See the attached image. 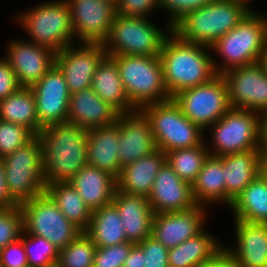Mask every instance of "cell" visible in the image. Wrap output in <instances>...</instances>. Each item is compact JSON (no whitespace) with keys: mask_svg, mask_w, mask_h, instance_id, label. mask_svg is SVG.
<instances>
[{"mask_svg":"<svg viewBox=\"0 0 267 267\" xmlns=\"http://www.w3.org/2000/svg\"><path fill=\"white\" fill-rule=\"evenodd\" d=\"M24 234L49 240L59 251L74 241L82 231L71 223L44 192L19 205Z\"/></svg>","mask_w":267,"mask_h":267,"instance_id":"cell-10","label":"cell"},{"mask_svg":"<svg viewBox=\"0 0 267 267\" xmlns=\"http://www.w3.org/2000/svg\"><path fill=\"white\" fill-rule=\"evenodd\" d=\"M35 136L23 125L0 120V159L26 145Z\"/></svg>","mask_w":267,"mask_h":267,"instance_id":"cell-38","label":"cell"},{"mask_svg":"<svg viewBox=\"0 0 267 267\" xmlns=\"http://www.w3.org/2000/svg\"><path fill=\"white\" fill-rule=\"evenodd\" d=\"M2 162L8 193L18 205L45 192L42 145L37 135Z\"/></svg>","mask_w":267,"mask_h":267,"instance_id":"cell-6","label":"cell"},{"mask_svg":"<svg viewBox=\"0 0 267 267\" xmlns=\"http://www.w3.org/2000/svg\"><path fill=\"white\" fill-rule=\"evenodd\" d=\"M112 204L119 212L127 241L137 244L151 236L155 213L146 197L115 190Z\"/></svg>","mask_w":267,"mask_h":267,"instance_id":"cell-21","label":"cell"},{"mask_svg":"<svg viewBox=\"0 0 267 267\" xmlns=\"http://www.w3.org/2000/svg\"><path fill=\"white\" fill-rule=\"evenodd\" d=\"M236 238L238 248L226 250L240 267H267V224L236 220Z\"/></svg>","mask_w":267,"mask_h":267,"instance_id":"cell-25","label":"cell"},{"mask_svg":"<svg viewBox=\"0 0 267 267\" xmlns=\"http://www.w3.org/2000/svg\"><path fill=\"white\" fill-rule=\"evenodd\" d=\"M262 156H267V151H262Z\"/></svg>","mask_w":267,"mask_h":267,"instance_id":"cell-54","label":"cell"},{"mask_svg":"<svg viewBox=\"0 0 267 267\" xmlns=\"http://www.w3.org/2000/svg\"><path fill=\"white\" fill-rule=\"evenodd\" d=\"M261 174H267V156H262Z\"/></svg>","mask_w":267,"mask_h":267,"instance_id":"cell-51","label":"cell"},{"mask_svg":"<svg viewBox=\"0 0 267 267\" xmlns=\"http://www.w3.org/2000/svg\"><path fill=\"white\" fill-rule=\"evenodd\" d=\"M119 70L125 93L136 108L170 100L159 56H110Z\"/></svg>","mask_w":267,"mask_h":267,"instance_id":"cell-4","label":"cell"},{"mask_svg":"<svg viewBox=\"0 0 267 267\" xmlns=\"http://www.w3.org/2000/svg\"><path fill=\"white\" fill-rule=\"evenodd\" d=\"M225 180V203L236 197L261 174L262 151L250 150L222 156Z\"/></svg>","mask_w":267,"mask_h":267,"instance_id":"cell-23","label":"cell"},{"mask_svg":"<svg viewBox=\"0 0 267 267\" xmlns=\"http://www.w3.org/2000/svg\"><path fill=\"white\" fill-rule=\"evenodd\" d=\"M81 48L67 46L55 54V65L65 77L70 94L90 88L97 67L107 56L103 43H82Z\"/></svg>","mask_w":267,"mask_h":267,"instance_id":"cell-14","label":"cell"},{"mask_svg":"<svg viewBox=\"0 0 267 267\" xmlns=\"http://www.w3.org/2000/svg\"><path fill=\"white\" fill-rule=\"evenodd\" d=\"M236 2H238V3H241V4H243V5H248V4H246V3H248L249 2V0H235Z\"/></svg>","mask_w":267,"mask_h":267,"instance_id":"cell-53","label":"cell"},{"mask_svg":"<svg viewBox=\"0 0 267 267\" xmlns=\"http://www.w3.org/2000/svg\"><path fill=\"white\" fill-rule=\"evenodd\" d=\"M96 248L91 238L82 232L59 251L56 267H93Z\"/></svg>","mask_w":267,"mask_h":267,"instance_id":"cell-36","label":"cell"},{"mask_svg":"<svg viewBox=\"0 0 267 267\" xmlns=\"http://www.w3.org/2000/svg\"><path fill=\"white\" fill-rule=\"evenodd\" d=\"M9 46L7 62L21 87H31L55 65V54L33 42L14 41Z\"/></svg>","mask_w":267,"mask_h":267,"instance_id":"cell-19","label":"cell"},{"mask_svg":"<svg viewBox=\"0 0 267 267\" xmlns=\"http://www.w3.org/2000/svg\"><path fill=\"white\" fill-rule=\"evenodd\" d=\"M137 245L143 250L144 267H169L168 249L154 237L149 236Z\"/></svg>","mask_w":267,"mask_h":267,"instance_id":"cell-41","label":"cell"},{"mask_svg":"<svg viewBox=\"0 0 267 267\" xmlns=\"http://www.w3.org/2000/svg\"><path fill=\"white\" fill-rule=\"evenodd\" d=\"M148 118L157 149L164 153L186 149L203 143L202 129L184 116L171 98L140 109Z\"/></svg>","mask_w":267,"mask_h":267,"instance_id":"cell-7","label":"cell"},{"mask_svg":"<svg viewBox=\"0 0 267 267\" xmlns=\"http://www.w3.org/2000/svg\"><path fill=\"white\" fill-rule=\"evenodd\" d=\"M191 187L193 199L197 205L204 203L206 205V202L211 203L214 201H223L225 203L222 156L209 155Z\"/></svg>","mask_w":267,"mask_h":267,"instance_id":"cell-31","label":"cell"},{"mask_svg":"<svg viewBox=\"0 0 267 267\" xmlns=\"http://www.w3.org/2000/svg\"><path fill=\"white\" fill-rule=\"evenodd\" d=\"M159 6V0H118L116 11L125 17L146 18L151 10Z\"/></svg>","mask_w":267,"mask_h":267,"instance_id":"cell-43","label":"cell"},{"mask_svg":"<svg viewBox=\"0 0 267 267\" xmlns=\"http://www.w3.org/2000/svg\"><path fill=\"white\" fill-rule=\"evenodd\" d=\"M45 192L71 223L82 232L88 229L92 212L69 182L46 185Z\"/></svg>","mask_w":267,"mask_h":267,"instance_id":"cell-34","label":"cell"},{"mask_svg":"<svg viewBox=\"0 0 267 267\" xmlns=\"http://www.w3.org/2000/svg\"><path fill=\"white\" fill-rule=\"evenodd\" d=\"M147 199L154 213L180 212L197 205L191 185L183 181L166 161L160 167Z\"/></svg>","mask_w":267,"mask_h":267,"instance_id":"cell-18","label":"cell"},{"mask_svg":"<svg viewBox=\"0 0 267 267\" xmlns=\"http://www.w3.org/2000/svg\"><path fill=\"white\" fill-rule=\"evenodd\" d=\"M117 6L118 0H101Z\"/></svg>","mask_w":267,"mask_h":267,"instance_id":"cell-52","label":"cell"},{"mask_svg":"<svg viewBox=\"0 0 267 267\" xmlns=\"http://www.w3.org/2000/svg\"><path fill=\"white\" fill-rule=\"evenodd\" d=\"M133 242H125L108 247H97L93 267H123L125 259L128 257Z\"/></svg>","mask_w":267,"mask_h":267,"instance_id":"cell-40","label":"cell"},{"mask_svg":"<svg viewBox=\"0 0 267 267\" xmlns=\"http://www.w3.org/2000/svg\"><path fill=\"white\" fill-rule=\"evenodd\" d=\"M37 136L42 145L46 185L69 182L87 165V129L65 122L48 125Z\"/></svg>","mask_w":267,"mask_h":267,"instance_id":"cell-1","label":"cell"},{"mask_svg":"<svg viewBox=\"0 0 267 267\" xmlns=\"http://www.w3.org/2000/svg\"><path fill=\"white\" fill-rule=\"evenodd\" d=\"M69 183L91 212L111 204L116 190V178L113 175L88 164Z\"/></svg>","mask_w":267,"mask_h":267,"instance_id":"cell-26","label":"cell"},{"mask_svg":"<svg viewBox=\"0 0 267 267\" xmlns=\"http://www.w3.org/2000/svg\"><path fill=\"white\" fill-rule=\"evenodd\" d=\"M252 10L235 0H213L187 13L173 27L180 39L211 47Z\"/></svg>","mask_w":267,"mask_h":267,"instance_id":"cell-3","label":"cell"},{"mask_svg":"<svg viewBox=\"0 0 267 267\" xmlns=\"http://www.w3.org/2000/svg\"><path fill=\"white\" fill-rule=\"evenodd\" d=\"M27 266V255L23 242L20 239L0 250V267Z\"/></svg>","mask_w":267,"mask_h":267,"instance_id":"cell-44","label":"cell"},{"mask_svg":"<svg viewBox=\"0 0 267 267\" xmlns=\"http://www.w3.org/2000/svg\"><path fill=\"white\" fill-rule=\"evenodd\" d=\"M213 0H159V6L170 12L171 18L168 31H172V27L182 19L187 13L196 10Z\"/></svg>","mask_w":267,"mask_h":267,"instance_id":"cell-42","label":"cell"},{"mask_svg":"<svg viewBox=\"0 0 267 267\" xmlns=\"http://www.w3.org/2000/svg\"><path fill=\"white\" fill-rule=\"evenodd\" d=\"M119 163L124 166L157 150L151 125L145 114L137 109L119 114Z\"/></svg>","mask_w":267,"mask_h":267,"instance_id":"cell-17","label":"cell"},{"mask_svg":"<svg viewBox=\"0 0 267 267\" xmlns=\"http://www.w3.org/2000/svg\"><path fill=\"white\" fill-rule=\"evenodd\" d=\"M23 232V215L19 205L0 209V250L18 241Z\"/></svg>","mask_w":267,"mask_h":267,"instance_id":"cell-39","label":"cell"},{"mask_svg":"<svg viewBox=\"0 0 267 267\" xmlns=\"http://www.w3.org/2000/svg\"><path fill=\"white\" fill-rule=\"evenodd\" d=\"M205 141L191 148L175 149L165 153L166 163L186 183L192 185L210 152Z\"/></svg>","mask_w":267,"mask_h":267,"instance_id":"cell-35","label":"cell"},{"mask_svg":"<svg viewBox=\"0 0 267 267\" xmlns=\"http://www.w3.org/2000/svg\"><path fill=\"white\" fill-rule=\"evenodd\" d=\"M267 41L266 20L251 11L237 26L210 47L225 59L217 75L261 61ZM226 63V64H225Z\"/></svg>","mask_w":267,"mask_h":267,"instance_id":"cell-5","label":"cell"},{"mask_svg":"<svg viewBox=\"0 0 267 267\" xmlns=\"http://www.w3.org/2000/svg\"><path fill=\"white\" fill-rule=\"evenodd\" d=\"M123 267H144L143 265V250L135 244L128 257L123 263Z\"/></svg>","mask_w":267,"mask_h":267,"instance_id":"cell-48","label":"cell"},{"mask_svg":"<svg viewBox=\"0 0 267 267\" xmlns=\"http://www.w3.org/2000/svg\"><path fill=\"white\" fill-rule=\"evenodd\" d=\"M30 88L34 92L38 122L42 128L67 122L71 94L56 65Z\"/></svg>","mask_w":267,"mask_h":267,"instance_id":"cell-16","label":"cell"},{"mask_svg":"<svg viewBox=\"0 0 267 267\" xmlns=\"http://www.w3.org/2000/svg\"><path fill=\"white\" fill-rule=\"evenodd\" d=\"M74 36L82 43H104L110 33L116 6L101 0H67Z\"/></svg>","mask_w":267,"mask_h":267,"instance_id":"cell-15","label":"cell"},{"mask_svg":"<svg viewBox=\"0 0 267 267\" xmlns=\"http://www.w3.org/2000/svg\"><path fill=\"white\" fill-rule=\"evenodd\" d=\"M166 37L159 54L166 90L172 98L178 92L205 84L217 76L219 66L205 52L209 46L180 39L174 32Z\"/></svg>","mask_w":267,"mask_h":267,"instance_id":"cell-2","label":"cell"},{"mask_svg":"<svg viewBox=\"0 0 267 267\" xmlns=\"http://www.w3.org/2000/svg\"><path fill=\"white\" fill-rule=\"evenodd\" d=\"M166 37L147 18L116 14L103 46L107 56H159Z\"/></svg>","mask_w":267,"mask_h":267,"instance_id":"cell-8","label":"cell"},{"mask_svg":"<svg viewBox=\"0 0 267 267\" xmlns=\"http://www.w3.org/2000/svg\"><path fill=\"white\" fill-rule=\"evenodd\" d=\"M0 120L23 125L35 135L43 129L38 122L34 92L30 87H20L0 101Z\"/></svg>","mask_w":267,"mask_h":267,"instance_id":"cell-33","label":"cell"},{"mask_svg":"<svg viewBox=\"0 0 267 267\" xmlns=\"http://www.w3.org/2000/svg\"><path fill=\"white\" fill-rule=\"evenodd\" d=\"M119 129L115 122L112 125L88 130L87 164L118 177L119 163Z\"/></svg>","mask_w":267,"mask_h":267,"instance_id":"cell-24","label":"cell"},{"mask_svg":"<svg viewBox=\"0 0 267 267\" xmlns=\"http://www.w3.org/2000/svg\"><path fill=\"white\" fill-rule=\"evenodd\" d=\"M260 62L264 66V68L266 70V73H267V41H266L265 49H264V52H263V55H262V58H261Z\"/></svg>","mask_w":267,"mask_h":267,"instance_id":"cell-50","label":"cell"},{"mask_svg":"<svg viewBox=\"0 0 267 267\" xmlns=\"http://www.w3.org/2000/svg\"><path fill=\"white\" fill-rule=\"evenodd\" d=\"M22 234L20 240L23 242L29 267H56L59 250L49 240L29 234L27 239L24 238V232ZM32 244L37 247L34 251Z\"/></svg>","mask_w":267,"mask_h":267,"instance_id":"cell-37","label":"cell"},{"mask_svg":"<svg viewBox=\"0 0 267 267\" xmlns=\"http://www.w3.org/2000/svg\"><path fill=\"white\" fill-rule=\"evenodd\" d=\"M203 205H196L190 210L155 213L151 236L167 249L174 248L182 242L193 238L203 230Z\"/></svg>","mask_w":267,"mask_h":267,"instance_id":"cell-20","label":"cell"},{"mask_svg":"<svg viewBox=\"0 0 267 267\" xmlns=\"http://www.w3.org/2000/svg\"><path fill=\"white\" fill-rule=\"evenodd\" d=\"M18 204L10 197L3 168L2 159H0V209H8Z\"/></svg>","mask_w":267,"mask_h":267,"instance_id":"cell-47","label":"cell"},{"mask_svg":"<svg viewBox=\"0 0 267 267\" xmlns=\"http://www.w3.org/2000/svg\"><path fill=\"white\" fill-rule=\"evenodd\" d=\"M264 177H265V179L267 180V174H262Z\"/></svg>","mask_w":267,"mask_h":267,"instance_id":"cell-56","label":"cell"},{"mask_svg":"<svg viewBox=\"0 0 267 267\" xmlns=\"http://www.w3.org/2000/svg\"><path fill=\"white\" fill-rule=\"evenodd\" d=\"M182 113L202 130L213 125L231 108L228 88L222 75L178 92L172 97Z\"/></svg>","mask_w":267,"mask_h":267,"instance_id":"cell-12","label":"cell"},{"mask_svg":"<svg viewBox=\"0 0 267 267\" xmlns=\"http://www.w3.org/2000/svg\"><path fill=\"white\" fill-rule=\"evenodd\" d=\"M21 17V18H20ZM19 17L31 35V42L58 53L72 45L74 36L67 1L45 2Z\"/></svg>","mask_w":267,"mask_h":267,"instance_id":"cell-9","label":"cell"},{"mask_svg":"<svg viewBox=\"0 0 267 267\" xmlns=\"http://www.w3.org/2000/svg\"><path fill=\"white\" fill-rule=\"evenodd\" d=\"M119 114L90 87L71 94L67 122L89 130L114 124Z\"/></svg>","mask_w":267,"mask_h":267,"instance_id":"cell-22","label":"cell"},{"mask_svg":"<svg viewBox=\"0 0 267 267\" xmlns=\"http://www.w3.org/2000/svg\"><path fill=\"white\" fill-rule=\"evenodd\" d=\"M265 20H266V33H267V18H265Z\"/></svg>","mask_w":267,"mask_h":267,"instance_id":"cell-55","label":"cell"},{"mask_svg":"<svg viewBox=\"0 0 267 267\" xmlns=\"http://www.w3.org/2000/svg\"><path fill=\"white\" fill-rule=\"evenodd\" d=\"M21 86L5 58L0 59V101L15 93Z\"/></svg>","mask_w":267,"mask_h":267,"instance_id":"cell-45","label":"cell"},{"mask_svg":"<svg viewBox=\"0 0 267 267\" xmlns=\"http://www.w3.org/2000/svg\"><path fill=\"white\" fill-rule=\"evenodd\" d=\"M91 88L106 103L120 114L137 110L129 101L116 62L106 56L97 67L92 79Z\"/></svg>","mask_w":267,"mask_h":267,"instance_id":"cell-28","label":"cell"},{"mask_svg":"<svg viewBox=\"0 0 267 267\" xmlns=\"http://www.w3.org/2000/svg\"><path fill=\"white\" fill-rule=\"evenodd\" d=\"M257 113V114H256ZM258 112L230 108L213 125L212 156H224L260 148V115ZM212 152V153H211Z\"/></svg>","mask_w":267,"mask_h":267,"instance_id":"cell-11","label":"cell"},{"mask_svg":"<svg viewBox=\"0 0 267 267\" xmlns=\"http://www.w3.org/2000/svg\"><path fill=\"white\" fill-rule=\"evenodd\" d=\"M217 242L216 238L214 239L213 236L202 230L193 238L168 249V266L200 267L223 248Z\"/></svg>","mask_w":267,"mask_h":267,"instance_id":"cell-29","label":"cell"},{"mask_svg":"<svg viewBox=\"0 0 267 267\" xmlns=\"http://www.w3.org/2000/svg\"><path fill=\"white\" fill-rule=\"evenodd\" d=\"M164 162L165 153L157 149L124 166L116 178V190L148 198L152 191L155 177Z\"/></svg>","mask_w":267,"mask_h":267,"instance_id":"cell-27","label":"cell"},{"mask_svg":"<svg viewBox=\"0 0 267 267\" xmlns=\"http://www.w3.org/2000/svg\"><path fill=\"white\" fill-rule=\"evenodd\" d=\"M231 108L267 111V73L261 62L231 69L224 74Z\"/></svg>","mask_w":267,"mask_h":267,"instance_id":"cell-13","label":"cell"},{"mask_svg":"<svg viewBox=\"0 0 267 267\" xmlns=\"http://www.w3.org/2000/svg\"><path fill=\"white\" fill-rule=\"evenodd\" d=\"M236 220L267 224V180L260 174L229 206Z\"/></svg>","mask_w":267,"mask_h":267,"instance_id":"cell-30","label":"cell"},{"mask_svg":"<svg viewBox=\"0 0 267 267\" xmlns=\"http://www.w3.org/2000/svg\"><path fill=\"white\" fill-rule=\"evenodd\" d=\"M200 267H240L233 256L226 250L220 249L211 259L204 262Z\"/></svg>","mask_w":267,"mask_h":267,"instance_id":"cell-46","label":"cell"},{"mask_svg":"<svg viewBox=\"0 0 267 267\" xmlns=\"http://www.w3.org/2000/svg\"><path fill=\"white\" fill-rule=\"evenodd\" d=\"M85 233L96 247L128 242L119 212L112 203L92 211L90 224Z\"/></svg>","mask_w":267,"mask_h":267,"instance_id":"cell-32","label":"cell"},{"mask_svg":"<svg viewBox=\"0 0 267 267\" xmlns=\"http://www.w3.org/2000/svg\"><path fill=\"white\" fill-rule=\"evenodd\" d=\"M260 148L267 151V111L260 114Z\"/></svg>","mask_w":267,"mask_h":267,"instance_id":"cell-49","label":"cell"}]
</instances>
